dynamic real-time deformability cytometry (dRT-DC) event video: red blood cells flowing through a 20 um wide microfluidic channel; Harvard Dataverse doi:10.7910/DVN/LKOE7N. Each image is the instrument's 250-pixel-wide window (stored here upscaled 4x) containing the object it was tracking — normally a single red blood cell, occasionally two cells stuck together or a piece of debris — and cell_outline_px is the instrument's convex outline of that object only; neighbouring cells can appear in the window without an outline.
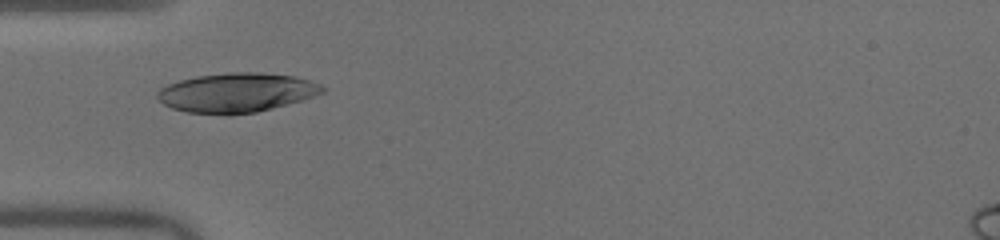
{"species": "human", "species_latin": "Homo sapiens", "temperature_condition": "warm", "stored_images_in_passage": 27, "camera_frame_rate_fps": 3000, "um_per_image_px": 0.085, "donor": {"sex": "male"}, "frame": {"image": 1, "passage_image": 1, "time_ms": 0.0, "image_size_px": [1000, 240], "cell_outline_px": [[328, 88], [324, 92], [300, 100], [272, 108], [256, 112], [232, 116], [228, 116], [188, 112], [172, 108], [164, 104], [156, 96], [156, 92], [160, 88], [168, 84], [180, 80], [196, 76], [228, 72], [260, 72], [292, 76], [308, 80], [320, 84]], "centroid_in_image_um": [20.08, 7.88], "position_along_channel_um": 64.9, "area_um2": 38.03}}
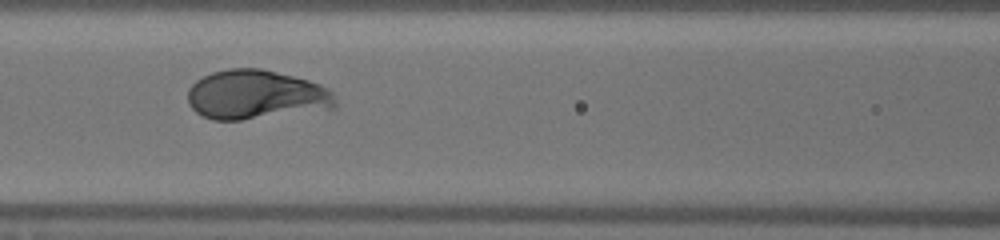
{"frame": {"image": 2, "passage_image": 7, "time_ms": 2.0, "image_size_px": [1000, 240], "cell_outline_px": [[336, 108], [240, 120], [212, 120], [196, 112], [188, 104], [188, 88], [196, 80], [212, 72], [228, 68], [260, 68], [308, 80], [320, 84], [328, 88], [332, 92], [336, 104]], "centroid_in_image_um": [21.74, 8.05], "position_along_channel_um": 144.9, "area_um2": 42.37}}
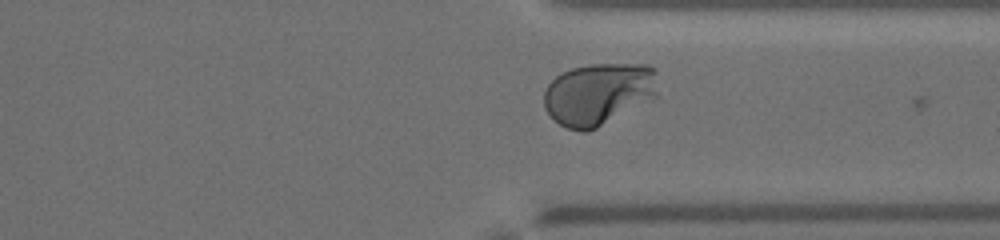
{"frame": {"image": 3, "passage_image": 23, "time_ms": 7.333, "image_size_px": [1000, 240], "cell_outline_px": [[656, 96], [596, 128], [584, 132], [568, 128], [560, 124], [544, 108], [544, 92], [548, 84], [556, 76], [572, 68], [592, 64], [648, 64], [656, 68]], "centroid_in_image_um": [50.86, 7.95], "position_along_channel_um": 360.5, "area_um2": 40.81}, "authors_computed_cell_mechanics": {"area_um2": 39.5352, "velocity_mm_per_s": 4.0484, "shape_relaxation_time_tau1_ms": 2.8299, "shape_relaxation_time_tau2_ms": null, "deformation_change_tau1": 0.2079, "deformation_change_tau2": null}}